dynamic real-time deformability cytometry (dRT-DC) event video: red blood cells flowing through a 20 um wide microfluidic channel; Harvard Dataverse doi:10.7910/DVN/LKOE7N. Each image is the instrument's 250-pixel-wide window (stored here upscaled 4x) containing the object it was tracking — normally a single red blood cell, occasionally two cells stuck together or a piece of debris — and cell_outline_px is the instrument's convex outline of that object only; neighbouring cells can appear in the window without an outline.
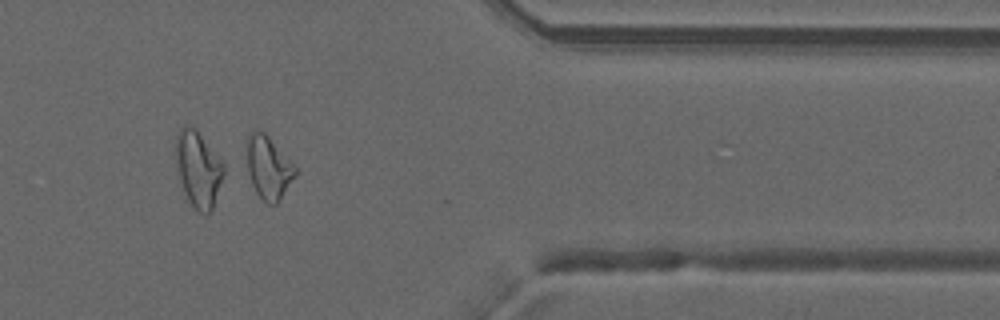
{"species": "common noctule bat (a hibernating species)", "species_latin": "Nyctalus noctula", "temperature_condition": "warm", "stored_images_in_passage": 47, "camera_frame_rate_fps": 3000, "um_per_image_px": 0.085, "animal": {"sex": "male", "forearm_length_mm": 52.5}, "frame": {"image": 1, "passage_image": 40, "time_ms": 13.0, "image_size_px": [1000, 320], "cell_outline_px": [[296, 176], [280, 200], [276, 204], [268, 204], [256, 192], [252, 184], [248, 172], [248, 132], [256, 128], [260, 128], [268, 136], [296, 168]], "centroid_in_image_um": [22.82, 14.23], "position_along_channel_um": 388.6, "area_um2": 17.51}, "authors_computed_cell_mechanics": {"area_um2": 28.611, "velocity_mm_per_s": 4.2319, "shape_relaxation_time_tau1_ms": null, "shape_relaxation_time_tau2_ms": 6.6776, "deformation_change_tau1": null, "deformation_change_tau2": 0.1648}}